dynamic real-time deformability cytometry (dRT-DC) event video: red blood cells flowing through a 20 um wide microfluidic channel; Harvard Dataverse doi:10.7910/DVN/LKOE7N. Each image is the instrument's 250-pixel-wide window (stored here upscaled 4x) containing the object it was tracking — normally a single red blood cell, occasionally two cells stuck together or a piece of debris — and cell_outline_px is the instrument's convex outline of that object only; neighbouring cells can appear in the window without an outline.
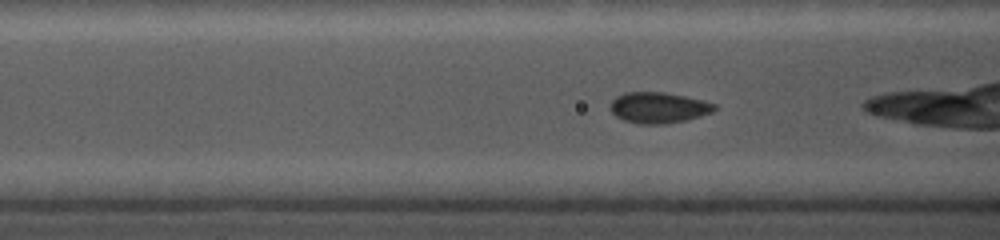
{"species": "common noctule bat (a hibernating species)", "species_latin": "Nyctalus noctula", "temperature_condition": "cold", "stored_images_in_passage": 48, "camera_frame_rate_fps": 5000, "um_per_image_px": 0.085, "animal": {"sex": "female", "body_mass_g": 19.0, "forearm_length_mm": 56.7}, "frame": {"image": 1, "passage_image": 6, "time_ms": 1.0, "image_size_px": [1000, 240], "cell_outline_px": [[716, 108], [712, 112], [700, 116], [684, 120], [664, 124], [636, 124], [624, 120], [616, 116], [612, 112], [612, 100], [616, 96], [624, 92], [664, 92], [704, 100], [716, 104]], "centroid_in_image_um": [55.98, 9.15], "position_along_channel_um": 110.6, "area_um2": 18.67}}
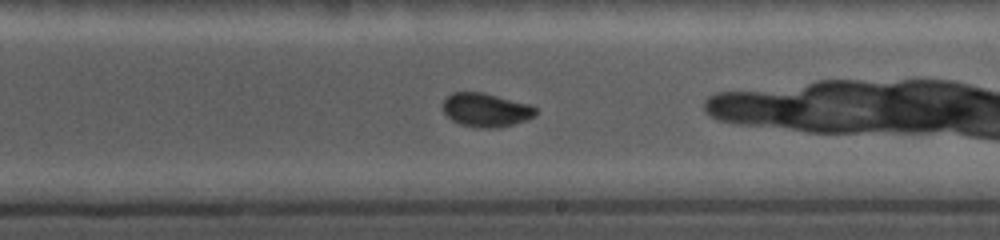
{"frame": {"image": 2, "passage_image": 25, "time_ms": 4.6, "image_size_px": [1000, 240], "cell_outline_px": [[536, 116], [512, 124], [496, 128], [480, 128], [460, 124], [452, 120], [444, 112], [444, 100], [452, 92], [484, 92], [532, 104], [536, 108]], "centroid_in_image_um": [41.34, 9.33], "position_along_channel_um": 247.7, "area_um2": 18.26}}
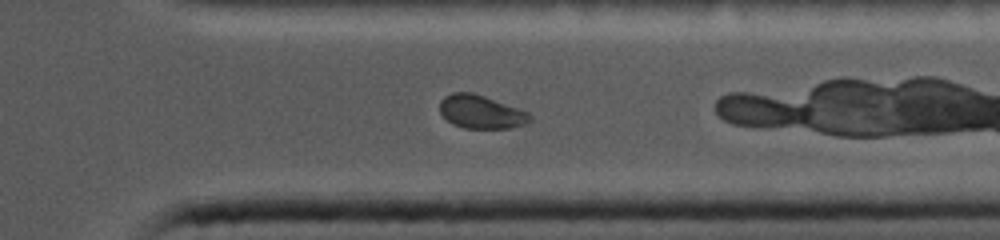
{"frame": {"image": 3, "passage_image": 40, "time_ms": 7.8, "image_size_px": [1000, 240], "cell_outline_px": [[532, 120], [524, 124], [512, 128], [464, 128], [452, 124], [440, 112], [440, 100], [444, 96], [452, 92], [472, 92], [484, 96], [528, 112], [532, 116]], "centroid_in_image_um": [40.87, 9.51], "position_along_channel_um": 370.5, "area_um2": 17.46}}